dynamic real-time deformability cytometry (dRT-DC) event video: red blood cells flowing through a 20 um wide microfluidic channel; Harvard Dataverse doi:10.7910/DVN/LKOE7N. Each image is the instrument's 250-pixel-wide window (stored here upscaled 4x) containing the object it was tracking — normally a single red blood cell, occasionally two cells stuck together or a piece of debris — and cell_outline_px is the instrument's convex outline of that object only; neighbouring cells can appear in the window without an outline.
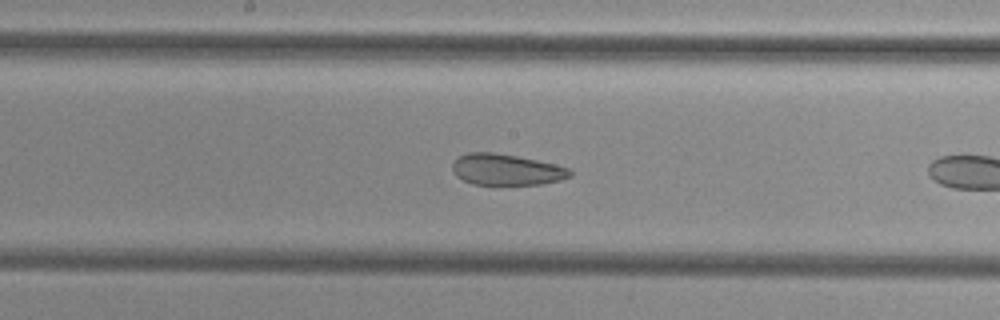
{"species": "common noctule bat (a hibernating species)", "species_latin": "Nyctalus noctula", "temperature_condition": "cold", "stored_images_in_passage": 39, "camera_frame_rate_fps": 3000, "um_per_image_px": 0.085, "animal": {"sex": "female", "body_mass_g": 29.2, "forearm_length_mm": 56.3}, "frame": {"image": 1, "passage_image": 13, "time_ms": 4.0, "image_size_px": [1000, 320], "cell_outline_px": [[572, 176], [560, 180], [540, 184], [472, 184], [456, 176], [452, 172], [452, 164], [460, 156], [468, 152], [492, 152], [516, 156], [536, 160], [568, 168], [572, 172]], "centroid_in_image_um": [43.01, 14.42], "position_along_channel_um": 205.2, "area_um2": 21.1}}